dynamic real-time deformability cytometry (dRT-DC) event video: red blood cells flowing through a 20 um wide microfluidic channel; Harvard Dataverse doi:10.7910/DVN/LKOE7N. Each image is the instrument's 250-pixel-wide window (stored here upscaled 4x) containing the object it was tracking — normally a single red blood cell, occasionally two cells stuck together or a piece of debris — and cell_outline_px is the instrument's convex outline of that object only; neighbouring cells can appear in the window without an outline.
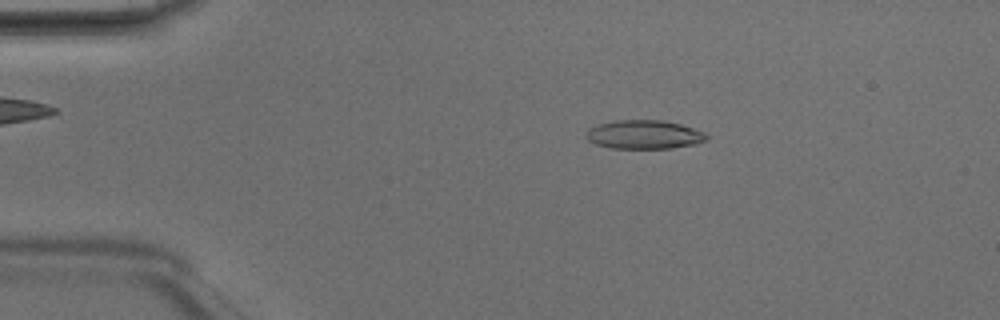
{"species": "Egyptian fruit bat (a non-hibernating species)", "species_latin": "Rousettus aegyptiacus", "temperature_condition": "room temperature", "stored_images_in_passage": 6, "camera_frame_rate_fps": 3000, "um_per_image_px": 0.085, "animal": {"sex": "male"}, "frame": {"image": 1, "passage_image": 3, "time_ms": 0.667, "image_size_px": [1000, 320], "cell_outline_px": [[708, 140], [696, 144], [668, 148], [612, 148], [596, 144], [588, 140], [584, 136], [588, 128], [600, 124], [616, 120], [660, 120], [680, 124], [704, 132], [708, 136]], "centroid_in_image_um": [54.74, 11.44], "position_along_channel_um": 30.3, "area_um2": 20.11}}
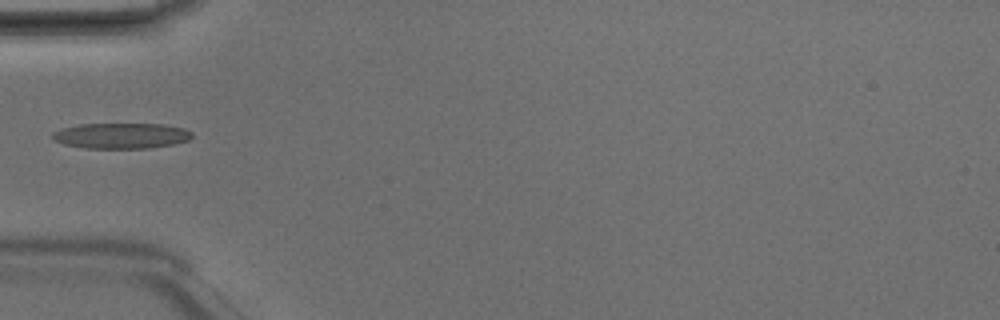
{"frame": {"image": 2, "passage_image": 5, "time_ms": 1.333, "image_size_px": [1000, 320], "cell_outline_px": [[192, 136], [188, 140], [172, 144], [148, 148], [84, 148], [64, 144], [52, 140], [52, 132], [60, 128], [80, 124], [164, 124], [184, 128], [192, 132]], "centroid_in_image_um": [10.26, 11.53], "position_along_channel_um": 74.7, "area_um2": 20.87}}